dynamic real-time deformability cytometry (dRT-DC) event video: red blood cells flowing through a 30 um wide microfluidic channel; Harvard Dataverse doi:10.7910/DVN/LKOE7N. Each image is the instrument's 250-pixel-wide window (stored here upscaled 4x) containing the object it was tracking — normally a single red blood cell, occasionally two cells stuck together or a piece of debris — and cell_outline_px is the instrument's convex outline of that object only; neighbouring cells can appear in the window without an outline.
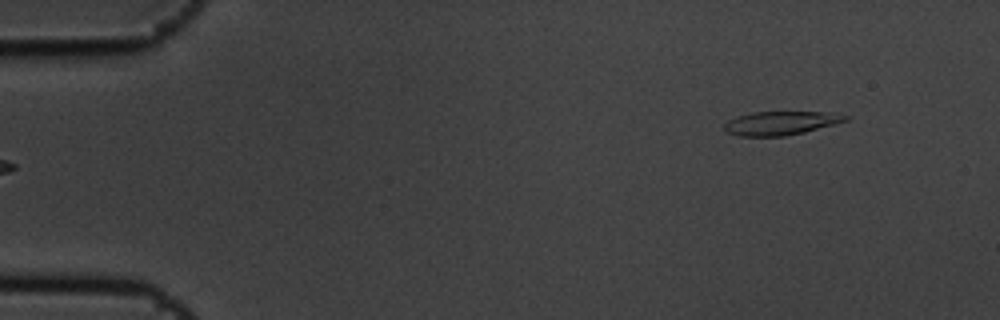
{"species": "common noctule bat (a hibernating species)", "species_latin": "Nyctalus noctula", "temperature_condition": "cold", "stored_images_in_passage": 5, "camera_frame_rate_fps": 3000, "um_per_image_px": 0.085, "animal": {"sex": "male", "body_mass_g": 19.5, "forearm_length_mm": 54.6}, "frame": {"image": 1, "passage_image": 5, "time_ms": 1.333, "image_size_px": [1000, 320], "cell_outline_px": [[848, 120], [836, 124], [804, 132], [784, 136], [736, 136], [728, 132], [724, 128], [724, 124], [728, 120], [736, 116], [752, 112], [828, 112], [848, 116]], "centroid_in_image_um": [66.34, 10.46], "position_along_channel_um": 18.7, "area_um2": 16.7}}